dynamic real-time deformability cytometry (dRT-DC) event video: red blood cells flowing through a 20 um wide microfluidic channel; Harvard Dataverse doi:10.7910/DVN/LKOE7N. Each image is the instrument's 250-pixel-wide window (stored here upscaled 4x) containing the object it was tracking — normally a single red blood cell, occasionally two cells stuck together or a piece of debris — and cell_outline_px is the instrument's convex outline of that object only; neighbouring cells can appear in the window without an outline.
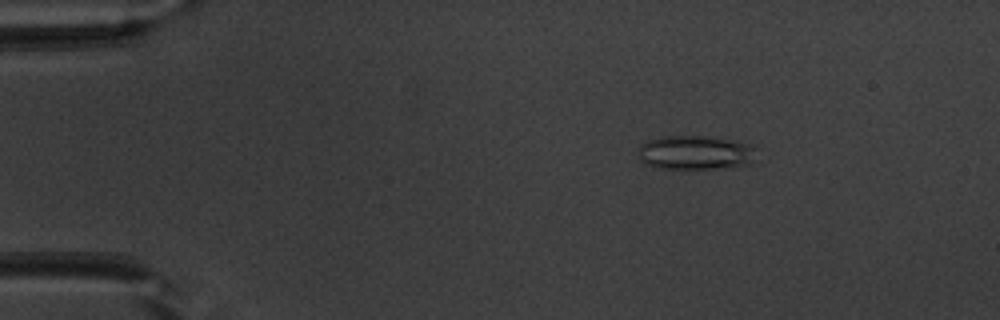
{"species": "common noctule bat (a hibernating species)", "species_latin": "Nyctalus noctula", "temperature_condition": "warm", "stored_images_in_passage": 44, "camera_frame_rate_fps": 3000, "um_per_image_px": 0.085, "animal": {"sex": "male", "body_mass_g": 20.1, "forearm_length_mm": 53.5}, "frame": {"image": 1, "passage_image": 1, "time_ms": 0.0, "image_size_px": [1000, 320], "cell_outline_px": [[756, 144], [752, 164], [732, 168], [680, 172], [656, 168], [644, 164], [640, 160], [640, 144], [648, 140], [660, 136], [704, 136], [732, 140]], "centroid_in_image_um": [59.13, 13.03], "position_along_channel_um": 25.9, "area_um2": 24.91}}
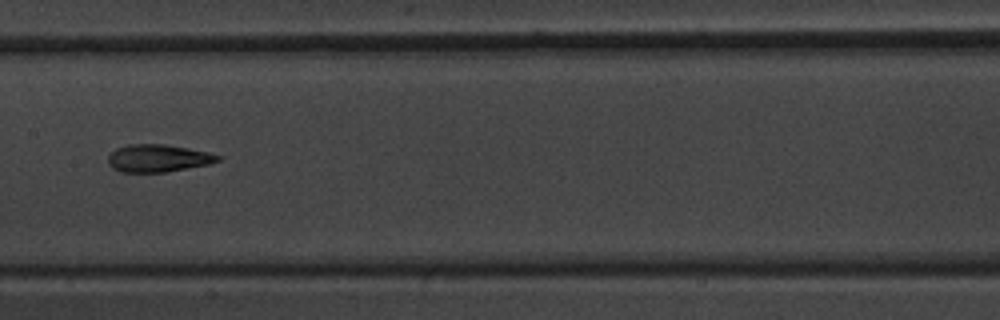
{"frame": {"image": 2, "passage_image": 19, "time_ms": 6.0, "image_size_px": [1000, 320], "cell_outline_px": [[220, 160], [208, 164], [164, 172], [120, 172], [112, 168], [108, 164], [108, 156], [116, 148], [128, 144], [164, 144], [188, 148], [208, 152], [220, 156]], "centroid_in_image_um": [13.39, 13.44], "position_along_channel_um": 194.0, "area_um2": 17.51}}
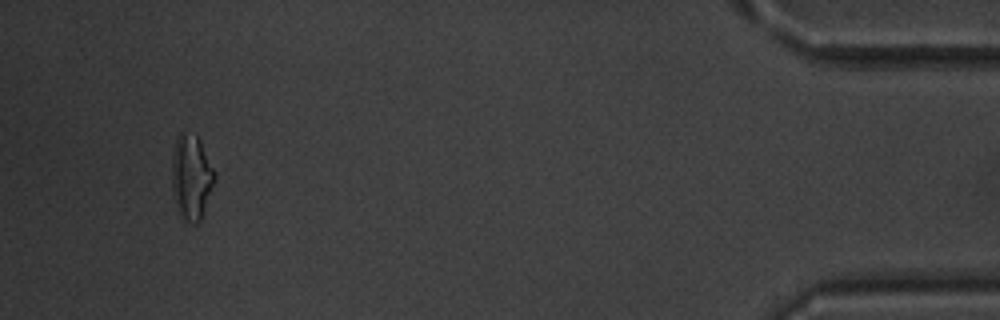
{"frame": {"image": 3, "passage_image": 41, "time_ms": 13.333, "image_size_px": [1000, 320], "cell_outline_px": [[216, 180], [200, 220], [196, 224], [192, 224], [184, 220], [176, 208], [172, 192], [172, 156], [176, 140], [180, 132], [184, 132], [196, 136], [200, 140], [216, 172]], "centroid_in_image_um": [16.27, 15.07], "position_along_channel_um": 418.9, "area_um2": 21.33}, "authors_computed_cell_mechanics": {"area_um2": 18.1203, "velocity_mm_per_s": 4.0119, "shape_relaxation_time_tau1_ms": 10.2741, "shape_relaxation_time_tau2_ms": 2.2596, "deformation_change_tau1": 0.2541, "deformation_change_tau2": 0.1087}}